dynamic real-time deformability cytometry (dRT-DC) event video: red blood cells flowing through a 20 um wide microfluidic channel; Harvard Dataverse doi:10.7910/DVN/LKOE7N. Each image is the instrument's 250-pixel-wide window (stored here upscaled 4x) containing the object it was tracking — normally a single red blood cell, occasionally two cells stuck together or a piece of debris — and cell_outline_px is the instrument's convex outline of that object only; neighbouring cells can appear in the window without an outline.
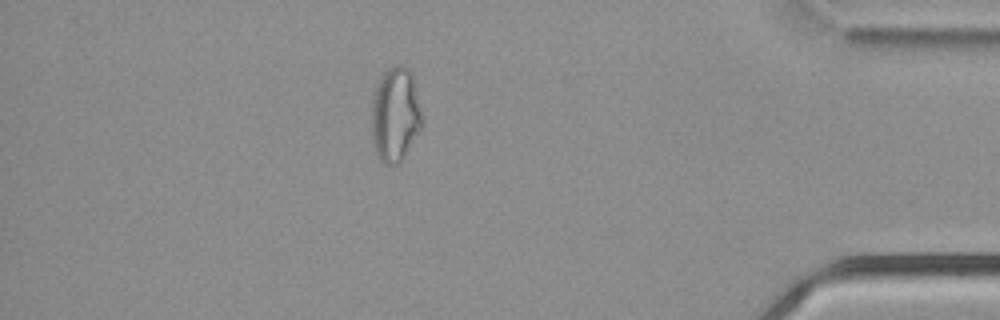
{"species": "common noctule bat (a hibernating species)", "species_latin": "Nyctalus noctula", "temperature_condition": "cold", "stored_images_in_passage": 54, "camera_frame_rate_fps": 3000, "um_per_image_px": 0.085, "animal": {"sex": "male", "body_mass_g": 21.5, "forearm_length_mm": 52.0}, "frame": {"image": 1, "passage_image": 47, "time_ms": 15.333, "image_size_px": [1000, 320], "cell_outline_px": [[424, 124], [400, 164], [384, 164], [380, 160], [376, 152], [372, 136], [372, 100], [376, 84], [384, 72], [388, 68], [396, 64], [404, 64], [412, 72], [424, 120]], "centroid_in_image_um": [33.63, 9.72], "position_along_channel_um": 401.6, "area_um2": 28.32}, "authors_computed_cell_mechanics": {"area_um2": 27.2816, "velocity_mm_per_s": 3.7901, "shape_relaxation_time_tau1_ms": null, "shape_relaxation_time_tau2_ms": 2.0523, "deformation_change_tau1": null, "deformation_change_tau2": 0.0908}}